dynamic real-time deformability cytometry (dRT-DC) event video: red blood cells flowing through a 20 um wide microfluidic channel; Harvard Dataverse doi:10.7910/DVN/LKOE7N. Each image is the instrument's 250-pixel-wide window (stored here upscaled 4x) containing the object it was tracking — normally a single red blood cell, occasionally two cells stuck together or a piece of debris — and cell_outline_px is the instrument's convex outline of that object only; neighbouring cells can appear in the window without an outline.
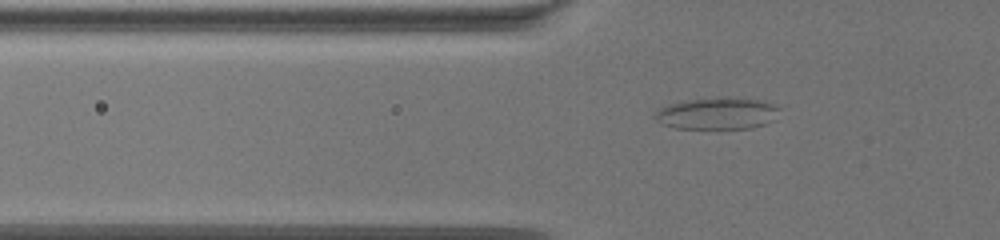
{"species": "common noctule bat (a hibernating species)", "species_latin": "Nyctalus noctula", "temperature_condition": "warm", "stored_images_in_passage": 58, "camera_frame_rate_fps": 3000, "um_per_image_px": 0.085, "animal": {"sex": "female", "body_mass_g": 19.5, "forearm_length_mm": 54.1}, "frame": {"image": 1, "passage_image": 14, "time_ms": 4.333, "image_size_px": [1000, 240], "cell_outline_px": [[780, 108], [776, 120], [752, 128], [676, 128], [660, 124], [652, 116], [660, 108], [668, 104], [692, 100], [756, 100], [776, 104]], "centroid_in_image_um": [60.96, 9.69], "position_along_channel_um": 64.8, "area_um2": 22.25}}
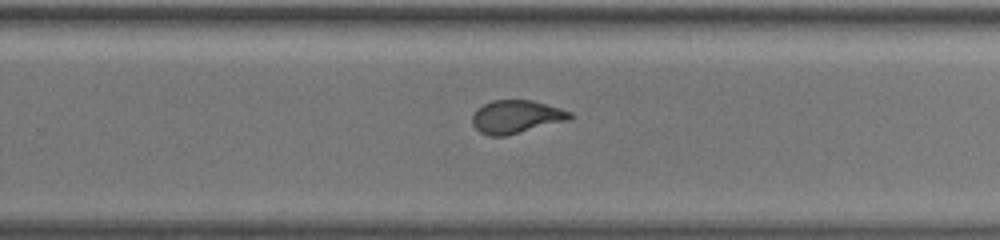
{"frame": {"image": 2, "passage_image": 37, "time_ms": 12.0, "image_size_px": [1000, 240], "cell_outline_px": [[572, 120], [508, 136], [488, 136], [480, 132], [472, 124], [472, 116], [476, 108], [492, 100], [532, 100], [560, 108], [572, 112]], "centroid_in_image_um": [43.9, 9.94], "position_along_channel_um": 285.9, "area_um2": 19.25}}
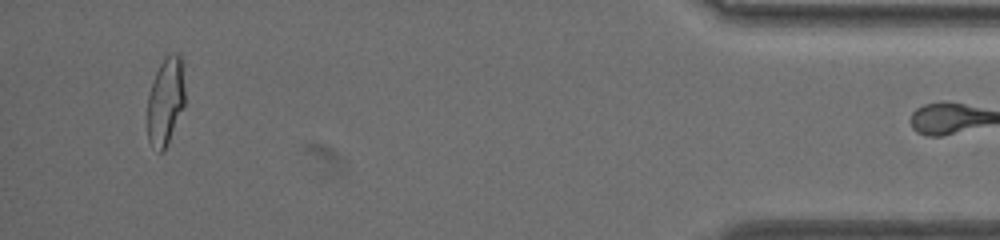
{"frame": {"image": 3, "passage_image": 57, "time_ms": 18.667, "image_size_px": [1000, 240], "cell_outline_px": [[184, 104], [168, 144], [164, 152], [160, 152], [148, 140], [148, 96], [156, 72], [164, 56], [172, 52], [180, 52], [184, 88]], "centroid_in_image_um": [14.07, 8.57], "position_along_channel_um": 421.1, "area_um2": 18.96}}